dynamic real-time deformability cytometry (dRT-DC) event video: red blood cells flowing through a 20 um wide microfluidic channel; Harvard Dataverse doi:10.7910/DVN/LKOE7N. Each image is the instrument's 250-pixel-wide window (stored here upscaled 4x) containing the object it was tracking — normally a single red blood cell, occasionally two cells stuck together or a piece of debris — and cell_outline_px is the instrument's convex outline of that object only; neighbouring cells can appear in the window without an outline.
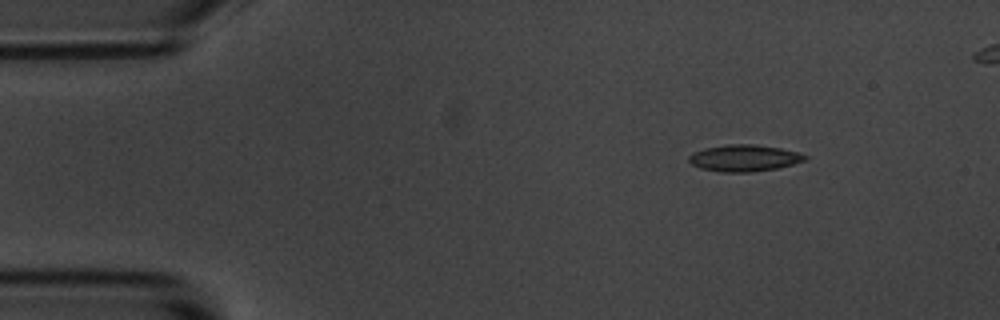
{"species": "common noctule bat (a hibernating species)", "species_latin": "Nyctalus noctula", "temperature_condition": "room temperature", "stored_images_in_passage": 48, "camera_frame_rate_fps": 3000, "um_per_image_px": 0.085, "animal": {"sex": "male", "body_mass_g": 20.1, "forearm_length_mm": 53.5}, "frame": {"image": 1, "passage_image": 1, "time_ms": 0.0, "image_size_px": [1000, 320], "cell_outline_px": [[808, 160], [776, 168], [752, 172], [720, 172], [700, 168], [692, 164], [688, 160], [688, 156], [692, 152], [704, 148], [728, 144], [752, 144], [780, 148], [796, 152], [808, 156]], "centroid_in_image_um": [63.22, 13.43], "position_along_channel_um": 21.8, "area_um2": 18.03}}
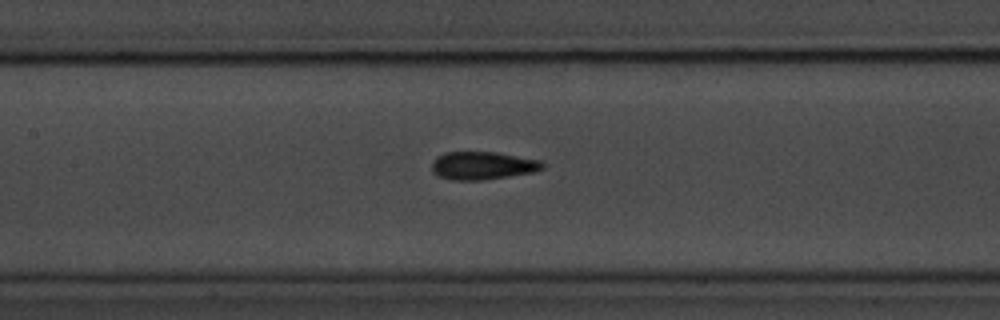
{"frame": {"image": 2, "passage_image": 19, "time_ms": 6.0, "image_size_px": [1000, 320], "cell_outline_px": [[544, 168], [532, 172], [484, 180], [452, 180], [440, 176], [432, 172], [432, 164], [436, 156], [444, 152], [496, 152], [540, 160], [544, 164]], "centroid_in_image_um": [41.0, 14.07], "position_along_channel_um": 166.4, "area_um2": 17.98}}
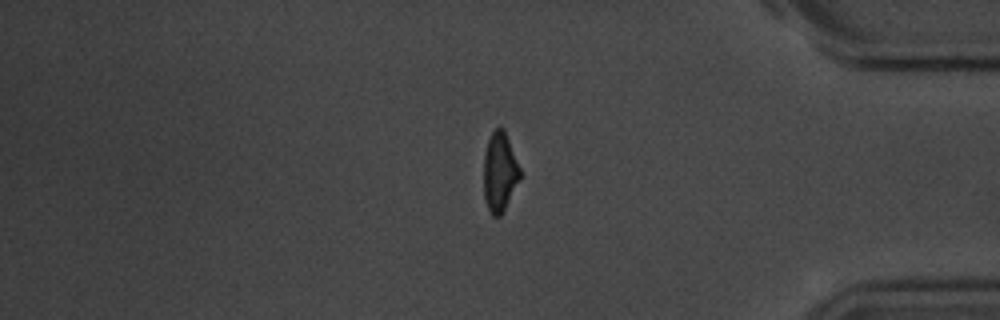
{"frame": {"image": 3, "passage_image": 40, "time_ms": 13.0, "image_size_px": [1000, 320], "cell_outline_px": [[520, 180], [504, 212], [500, 216], [492, 216], [484, 200], [484, 152], [488, 140], [492, 132], [496, 128], [504, 128], [520, 168]], "centroid_in_image_um": [42.48, 14.65], "position_along_channel_um": 392.7, "area_um2": 16.94}}